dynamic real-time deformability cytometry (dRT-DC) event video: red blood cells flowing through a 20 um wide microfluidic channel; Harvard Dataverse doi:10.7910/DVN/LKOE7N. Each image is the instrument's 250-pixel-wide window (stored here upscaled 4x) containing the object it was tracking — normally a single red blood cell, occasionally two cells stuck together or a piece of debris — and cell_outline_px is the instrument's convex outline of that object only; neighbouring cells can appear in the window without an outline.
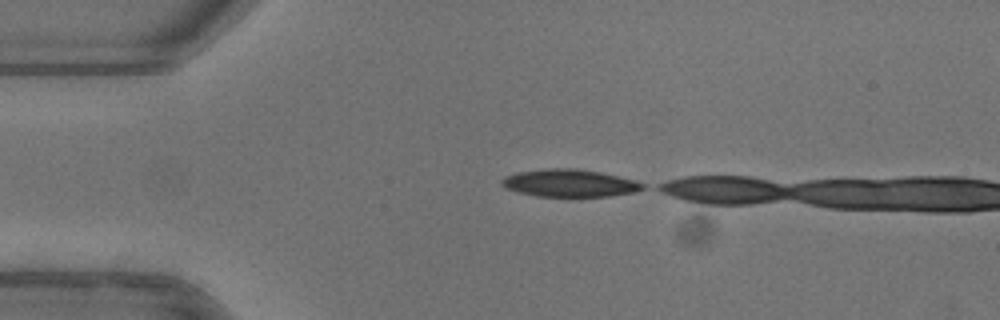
{"species": "common noctule bat (a hibernating species)", "species_latin": "Nyctalus noctula", "temperature_condition": "warm", "stored_images_in_passage": 5, "camera_frame_rate_fps": 3000, "um_per_image_px": 0.085, "animal": {"sex": "female"}, "frame": {"image": 1, "passage_image": 1, "time_ms": 0.0, "image_size_px": [1000, 320], "cell_outline_px": [[644, 188], [636, 192], [608, 196], [536, 196], [504, 188], [500, 184], [500, 180], [504, 176], [520, 172], [548, 168], [576, 168], [600, 172], [636, 180], [644, 184]], "centroid_in_image_um": [48.41, 15.56], "position_along_channel_um": 36.6, "area_um2": 22.54}}